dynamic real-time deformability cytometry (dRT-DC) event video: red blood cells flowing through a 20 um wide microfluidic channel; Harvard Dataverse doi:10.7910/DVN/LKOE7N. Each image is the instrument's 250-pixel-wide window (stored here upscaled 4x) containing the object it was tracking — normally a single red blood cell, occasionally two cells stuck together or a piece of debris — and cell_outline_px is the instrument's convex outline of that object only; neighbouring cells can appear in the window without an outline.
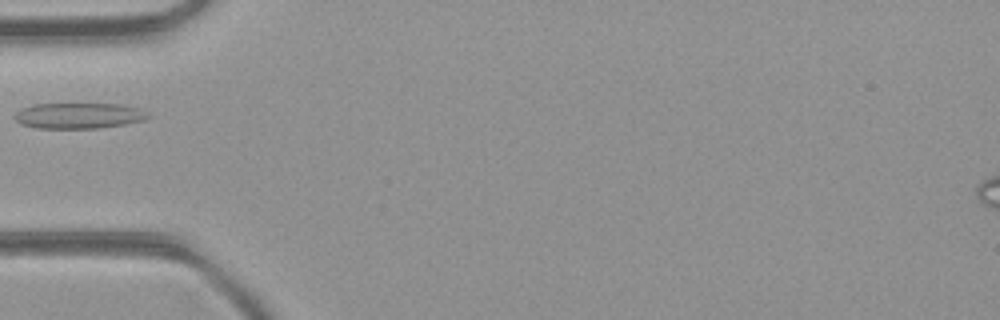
{"species": "common noctule bat (a hibernating species)", "species_latin": "Nyctalus noctula", "temperature_condition": "room temperature", "stored_images_in_passage": 27, "camera_frame_rate_fps": 3000, "um_per_image_px": 0.085, "animal": {"sex": "female", "body_mass_g": 21.9}, "frame": {"image": 1, "passage_image": 1, "time_ms": 0.0, "image_size_px": [1000, 320], "cell_outline_px": [[148, 116], [144, 120], [124, 124], [100, 128], [36, 128], [20, 124], [16, 120], [16, 112], [20, 108], [32, 104], [124, 104], [140, 108], [148, 112]], "centroid_in_image_um": [6.7, 9.82], "position_along_channel_um": 78.3, "area_um2": 20.06}}
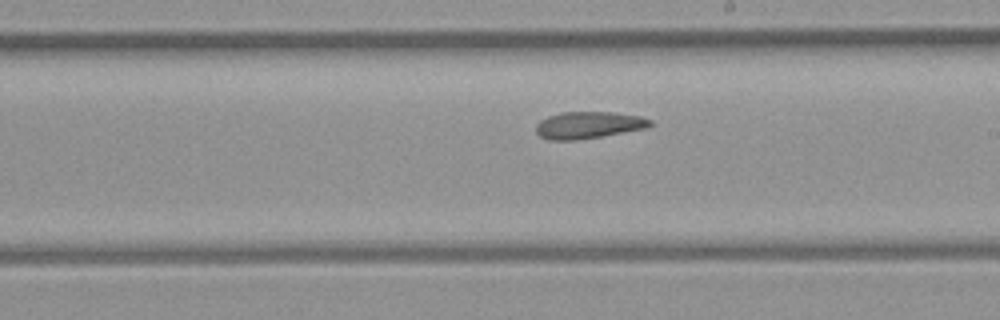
{"frame": {"image": 2, "passage_image": 12, "time_ms": 3.667, "image_size_px": [1000, 320], "cell_outline_px": [[652, 124], [648, 128], [600, 136], [572, 140], [548, 140], [540, 136], [536, 132], [536, 124], [540, 120], [548, 116], [564, 112], [612, 112], [640, 116], [652, 120]], "centroid_in_image_um": [50.02, 10.62], "position_along_channel_um": 239.0, "area_um2": 17.8}}
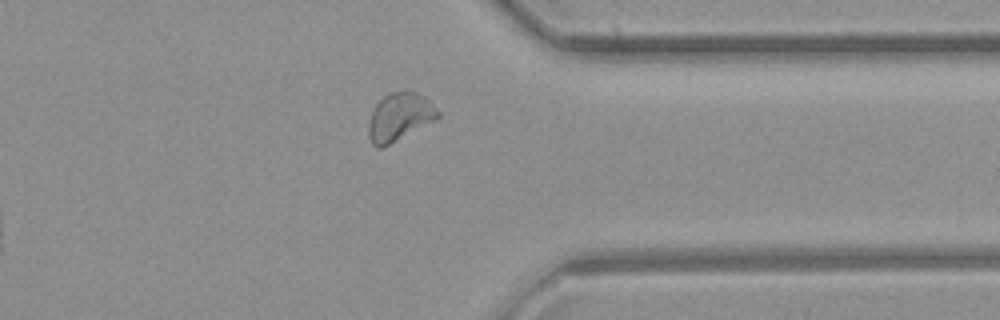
{"frame": {"image": 3, "passage_image": 22, "time_ms": 7.0, "image_size_px": [1000, 320], "cell_outline_px": [[440, 116], [436, 120], [380, 148], [376, 148], [372, 144], [368, 136], [368, 124], [372, 112], [376, 104], [388, 92], [404, 88], [416, 92], [424, 96], [440, 112]], "centroid_in_image_um": [33.96, 9.89], "position_along_channel_um": 377.4, "area_um2": 19.48}}